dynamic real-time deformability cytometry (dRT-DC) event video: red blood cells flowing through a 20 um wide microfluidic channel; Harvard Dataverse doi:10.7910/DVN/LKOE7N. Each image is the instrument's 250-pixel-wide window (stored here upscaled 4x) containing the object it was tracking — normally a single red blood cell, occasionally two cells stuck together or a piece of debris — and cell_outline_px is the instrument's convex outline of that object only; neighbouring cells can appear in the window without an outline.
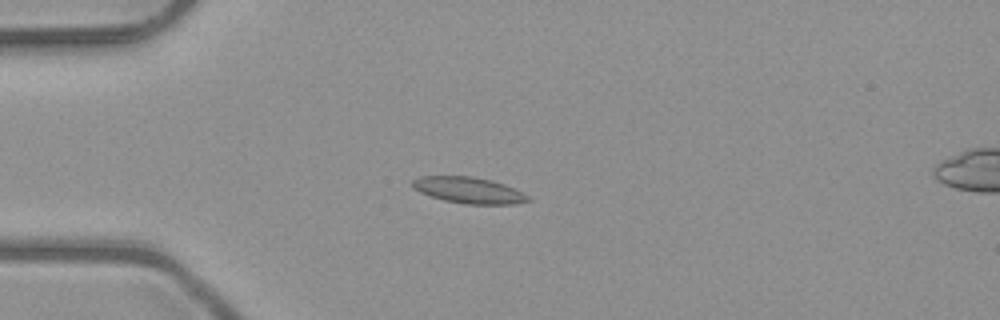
{"species": "common noctule bat (a hibernating species)", "species_latin": "Nyctalus noctula", "temperature_condition": "room temperature", "stored_images_in_passage": 39, "camera_frame_rate_fps": 3000, "um_per_image_px": 0.085, "animal": {"sex": "male", "body_mass_g": 23.1, "forearm_length_mm": 52.7}, "frame": {"image": 1, "passage_image": 1, "time_ms": 0.0, "image_size_px": [1000, 320], "cell_outline_px": [[532, 200], [516, 204], [464, 204], [444, 200], [420, 192], [412, 188], [412, 180], [420, 176], [472, 176], [492, 180], [504, 184], [528, 196]], "centroid_in_image_um": [39.82, 16.16], "position_along_channel_um": 45.2, "area_um2": 17.57}}
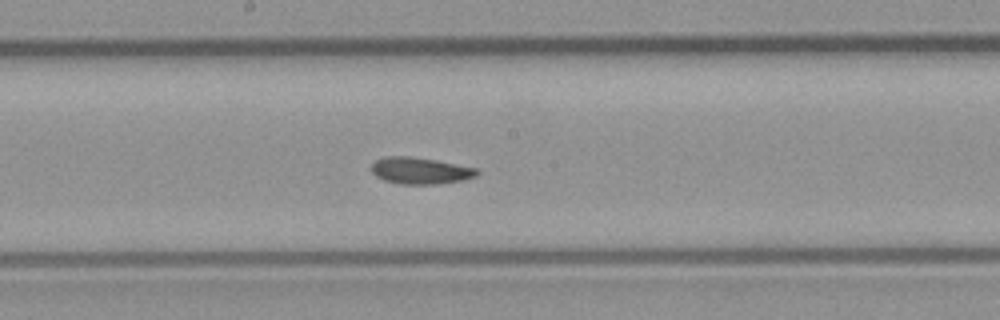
{"frame": {"image": 2, "passage_image": 15, "time_ms": 4.667, "image_size_px": [1000, 320], "cell_outline_px": [[480, 172], [476, 176], [464, 180], [440, 184], [400, 184], [384, 180], [376, 176], [372, 172], [372, 164], [376, 160], [384, 156], [408, 156], [436, 160], [476, 168]], "centroid_in_image_um": [35.73, 14.51], "position_along_channel_um": 212.5, "area_um2": 16.42}}
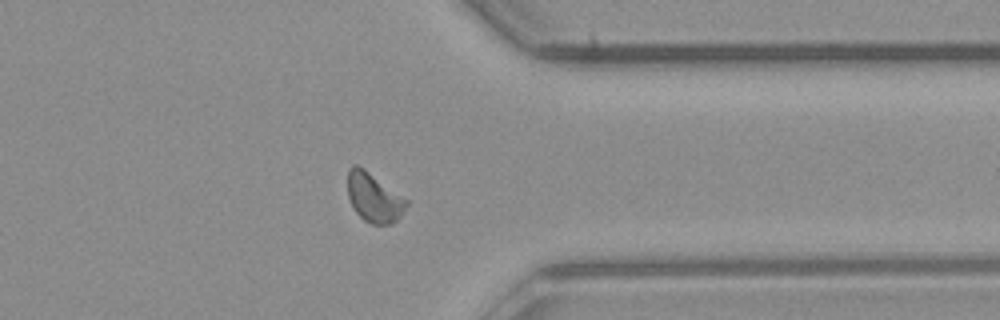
{"frame": {"image": 3, "passage_image": 28, "time_ms": 9.0, "image_size_px": [1000, 320], "cell_outline_px": [[408, 204], [400, 216], [392, 224], [372, 224], [364, 220], [352, 208], [348, 196], [348, 168], [352, 164], [356, 164], [364, 168], [408, 200]], "centroid_in_image_um": [31.76, 16.78], "position_along_channel_um": 379.6, "area_um2": 16.82}, "authors_computed_cell_mechanics": {"area_um2": 16.2418, "velocity_mm_per_s": 4.0194, "shape_relaxation_time_tau1_ms": null, "shape_relaxation_time_tau2_ms": 7.0776, "deformation_change_tau1": null, "deformation_change_tau2": 0.1116}}